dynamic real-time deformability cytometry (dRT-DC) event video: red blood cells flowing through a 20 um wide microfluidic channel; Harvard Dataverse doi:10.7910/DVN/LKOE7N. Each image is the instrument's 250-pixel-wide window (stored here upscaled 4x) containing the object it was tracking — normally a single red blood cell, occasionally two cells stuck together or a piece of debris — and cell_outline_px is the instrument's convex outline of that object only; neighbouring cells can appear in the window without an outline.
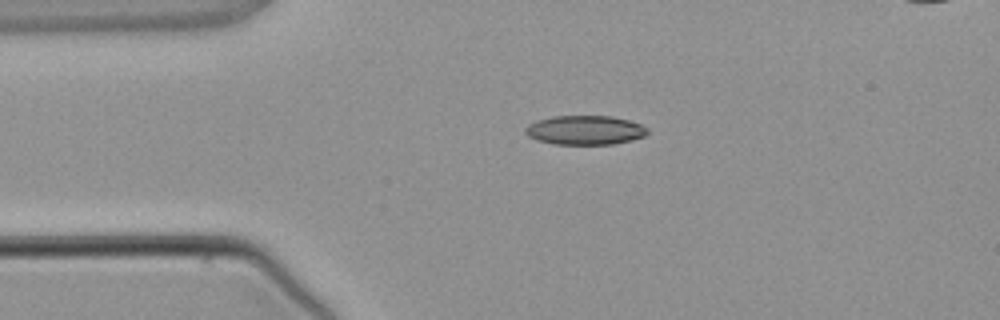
{"species": "common noctule bat (a hibernating species)", "species_latin": "Nyctalus noctula", "temperature_condition": "warm", "stored_images_in_passage": 2, "camera_frame_rate_fps": 3000, "um_per_image_px": 0.085, "animal": {"sex": "male", "body_mass_g": 21.5, "forearm_length_mm": 52.0}, "frame": {"image": 1, "passage_image": 1, "time_ms": 0.0, "image_size_px": [1000, 320], "cell_outline_px": [[648, 132], [644, 136], [632, 140], [612, 144], [556, 144], [536, 140], [528, 136], [524, 132], [524, 128], [528, 124], [536, 120], [552, 116], [612, 116], [628, 120], [640, 124], [648, 128]], "centroid_in_image_um": [49.69, 11.05], "position_along_channel_um": 35.3, "area_um2": 20.87}}
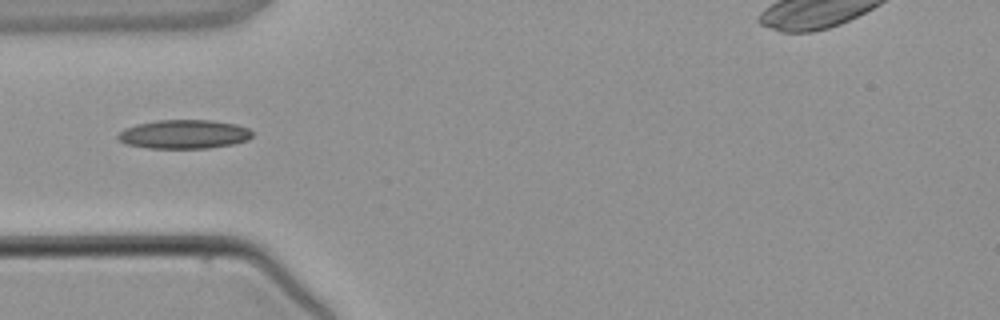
{"frame": {"image": 2, "passage_image": 2, "time_ms": 1.333, "image_size_px": [1000, 320], "cell_outline_px": [[252, 136], [248, 140], [232, 144], [208, 148], [148, 148], [124, 144], [116, 136], [124, 128], [136, 124], [156, 120], [212, 120], [236, 124], [248, 128], [252, 132]], "centroid_in_image_um": [15.62, 11.4], "position_along_channel_um": 69.4, "area_um2": 22.72}}